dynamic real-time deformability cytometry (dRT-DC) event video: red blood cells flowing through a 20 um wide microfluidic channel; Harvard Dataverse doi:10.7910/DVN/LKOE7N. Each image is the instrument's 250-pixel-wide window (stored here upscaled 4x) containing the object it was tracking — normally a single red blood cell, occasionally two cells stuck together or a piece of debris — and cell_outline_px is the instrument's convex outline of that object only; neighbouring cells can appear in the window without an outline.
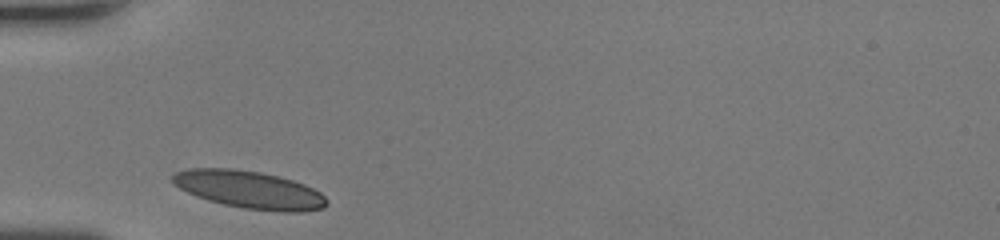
{"species": "human", "species_latin": "Homo sapiens", "temperature_condition": "room temperature", "stored_images_in_passage": 25, "camera_frame_rate_fps": 3000, "um_per_image_px": 0.085, "donor": {"sex": "female"}, "frame": {"image": 1, "passage_image": 1, "time_ms": 0.0, "image_size_px": [1000, 240], "cell_outline_px": [[328, 204], [324, 208], [304, 212], [280, 212], [244, 208], [224, 204], [208, 200], [196, 196], [180, 188], [172, 180], [172, 176], [176, 172], [188, 168], [232, 168], [260, 172], [280, 176], [304, 184], [320, 192], [328, 200]], "centroid_in_image_um": [21.24, 16.13], "position_along_channel_um": 63.8, "area_um2": 33.81}}
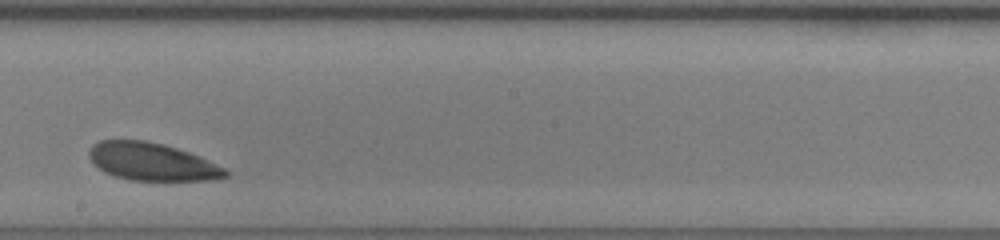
{"frame": {"image": 2, "passage_image": 14, "time_ms": 4.333, "image_size_px": [1000, 240], "cell_outline_px": [[228, 176], [216, 180], [128, 180], [104, 172], [88, 156], [88, 152], [92, 144], [100, 140], [144, 140], [176, 148], [188, 152], [224, 168], [228, 172]], "centroid_in_image_um": [12.89, 13.75], "position_along_channel_um": 235.3, "area_um2": 29.54}}
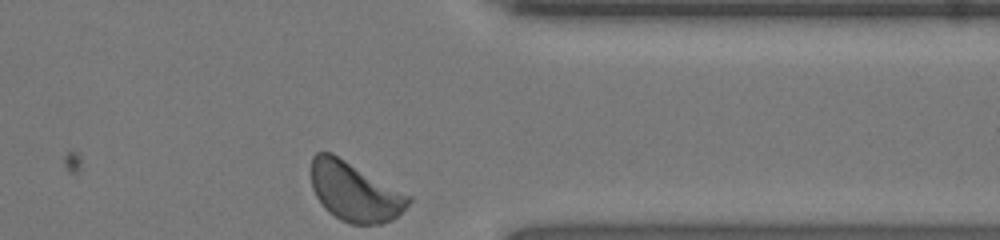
{"frame": {"image": 3, "passage_image": 25, "time_ms": 8.0, "image_size_px": [1000, 240], "cell_outline_px": [[412, 200], [392, 220], [380, 224], [348, 224], [340, 220], [328, 212], [324, 208], [316, 196], [312, 188], [312, 156], [316, 152], [332, 152], [412, 196]], "centroid_in_image_um": [30.14, 16.29], "position_along_channel_um": 381.3, "area_um2": 33.64}, "authors_computed_cell_mechanics": {"area_um2": 31.3854, "velocity_mm_per_s": 4.0956, "shape_relaxation_time_tau1_ms": 0.8129, "shape_relaxation_time_tau2_ms": 6.0561, "deformation_change_tau1": 0.0737, "deformation_change_tau2": 0.0956}}